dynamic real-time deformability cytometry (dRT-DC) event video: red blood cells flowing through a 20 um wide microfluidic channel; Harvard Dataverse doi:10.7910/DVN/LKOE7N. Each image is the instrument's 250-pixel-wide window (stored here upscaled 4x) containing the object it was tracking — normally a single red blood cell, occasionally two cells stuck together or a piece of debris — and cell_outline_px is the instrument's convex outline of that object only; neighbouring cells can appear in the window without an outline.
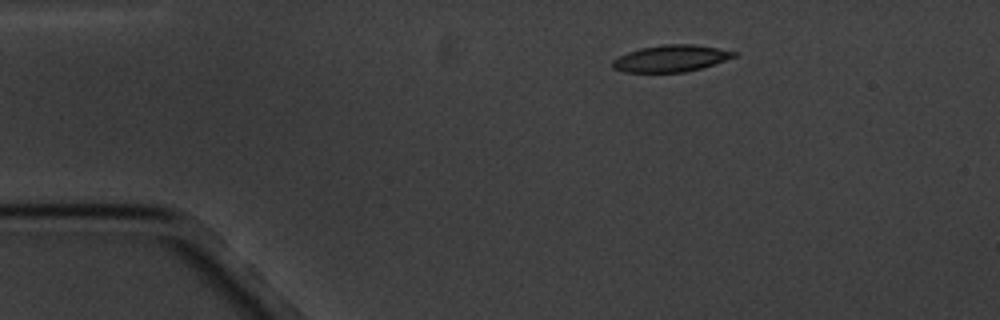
{"species": "common noctule bat (a hibernating species)", "species_latin": "Nyctalus noctula", "temperature_condition": "cold", "stored_images_in_passage": 4, "segment_of_instrument_passage": [1, 2], "camera_frame_rate_fps": 3000, "um_per_image_px": 0.085, "animal": {"sex": "male", "body_mass_g": 20.1, "forearm_length_mm": 53.5}, "frame": {"image": 1, "passage_image": 1, "time_ms": 0.0, "image_size_px": [1000, 320], "cell_outline_px": [[740, 52], [736, 56], [700, 68], [684, 72], [624, 72], [612, 68], [612, 60], [628, 52], [640, 48], [664, 44], [696, 44]], "centroid_in_image_um": [57.02, 4.96], "position_along_channel_um": 28.0, "area_um2": 18.84}}